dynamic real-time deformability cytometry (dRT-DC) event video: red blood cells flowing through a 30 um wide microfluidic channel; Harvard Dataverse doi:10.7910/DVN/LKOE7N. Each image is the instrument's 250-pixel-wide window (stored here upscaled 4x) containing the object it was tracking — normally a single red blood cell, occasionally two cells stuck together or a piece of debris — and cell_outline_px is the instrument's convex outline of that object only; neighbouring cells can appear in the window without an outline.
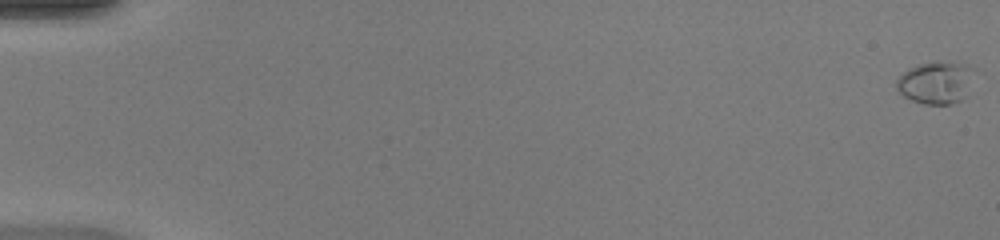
{"species": "common noctule bat (a hibernating species)", "species_latin": "Nyctalus noctula", "temperature_condition": "warm", "stored_images_in_passage": 51, "camera_frame_rate_fps": 3000, "um_per_image_px": 0.085, "animal": {"sex": "female", "body_mass_g": 20.0, "forearm_length_mm": 54.0}, "frame": {"image": 1, "passage_image": 1, "time_ms": 0.0, "image_size_px": [1000, 240], "cell_outline_px": [[968, 96], [952, 104], [924, 104], [912, 100], [904, 96], [896, 88], [896, 80], [908, 68], [916, 64], [968, 64]], "centroid_in_image_um": [79.45, 7.08], "position_along_channel_um": 5.6, "area_um2": 18.15}}
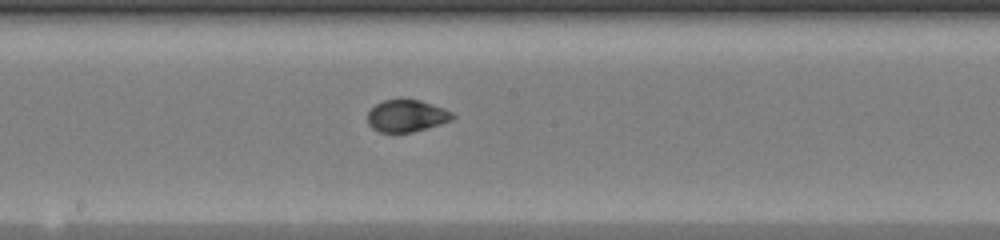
{"frame": {"image": 2, "passage_image": 29, "time_ms": 9.333, "image_size_px": [1000, 240], "cell_outline_px": [[456, 116], [452, 120], [440, 124], [412, 132], [380, 132], [372, 128], [368, 124], [368, 112], [376, 104], [384, 100], [420, 100], [444, 108], [452, 112]], "centroid_in_image_um": [34.58, 9.85], "position_along_channel_um": 213.6, "area_um2": 15.72}}
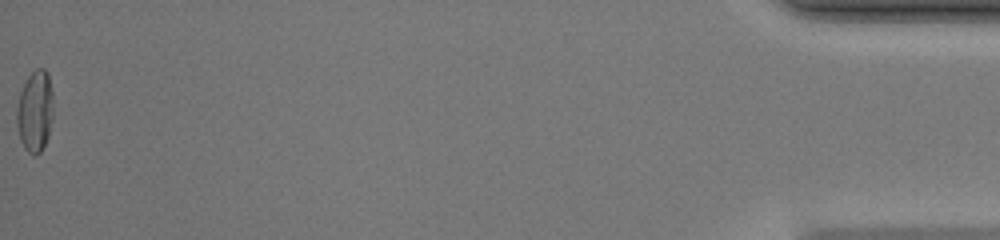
{"frame": {"image": 3, "passage_image": 51, "time_ms": 16.667, "image_size_px": [1000, 240], "cell_outline_px": [[52, 116], [48, 136], [40, 152], [36, 156], [32, 156], [24, 148], [20, 140], [16, 124], [16, 108], [20, 92], [28, 76], [36, 68], [44, 68], [48, 72], [52, 92]], "centroid_in_image_um": [2.96, 9.46], "position_along_channel_um": 432.2, "area_um2": 17.46}, "authors_computed_cell_mechanics": {"area_um2": 16.2418, "velocity_mm_per_s": 4.2509, "shape_relaxation_time_tau1_ms": 6.0184, "shape_relaxation_time_tau2_ms": 0.7862, "deformation_change_tau1": 0.2203, "deformation_change_tau2": 0.0495}}